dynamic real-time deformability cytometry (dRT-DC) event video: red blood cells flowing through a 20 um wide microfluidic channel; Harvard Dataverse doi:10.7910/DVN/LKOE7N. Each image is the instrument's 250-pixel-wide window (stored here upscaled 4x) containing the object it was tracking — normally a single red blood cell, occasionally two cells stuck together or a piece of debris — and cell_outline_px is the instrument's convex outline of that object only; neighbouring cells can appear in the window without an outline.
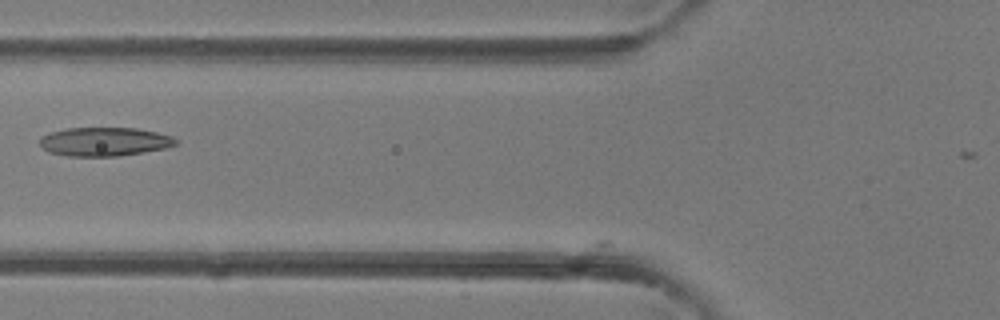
{"species": "common noctule bat (a hibernating species)", "species_latin": "Nyctalus noctula", "temperature_condition": "room temperature", "stored_images_in_passage": 5, "camera_frame_rate_fps": 3000, "um_per_image_px": 0.085, "animal": {"sex": "female"}, "frame": {"image": 1, "passage_image": 5, "time_ms": 5.333, "image_size_px": [1000, 320], "cell_outline_px": [[176, 144], [164, 148], [116, 156], [68, 156], [48, 152], [40, 144], [40, 136], [48, 132], [68, 128], [136, 128], [156, 132], [172, 136], [176, 140]], "centroid_in_image_um": [8.82, 12.03], "position_along_channel_um": 117.0, "area_um2": 22.6}}